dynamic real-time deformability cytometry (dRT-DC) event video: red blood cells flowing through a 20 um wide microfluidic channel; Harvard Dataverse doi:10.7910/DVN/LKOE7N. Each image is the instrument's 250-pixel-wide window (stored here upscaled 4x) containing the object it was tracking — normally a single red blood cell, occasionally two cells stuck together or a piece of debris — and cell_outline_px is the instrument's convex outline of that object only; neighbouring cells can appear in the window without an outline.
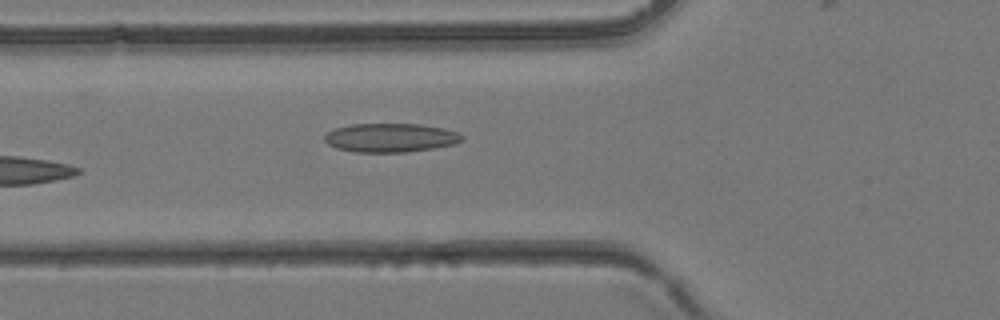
{"species": "common noctule bat (a hibernating species)", "species_latin": "Nyctalus noctula", "temperature_condition": "room temperature", "stored_images_in_passage": 4, "camera_frame_rate_fps": 3000, "um_per_image_px": 0.085, "animal": {"sex": "female", "body_mass_g": 24.6, "forearm_length_mm": 56.2}, "frame": {"image": 1, "passage_image": 4, "time_ms": 1.0, "image_size_px": [1000, 320], "cell_outline_px": [[464, 140], [452, 144], [432, 148], [408, 152], [356, 152], [336, 148], [328, 144], [324, 140], [324, 136], [328, 132], [336, 128], [352, 124], [420, 124], [444, 128], [460, 132], [464, 136]], "centroid_in_image_um": [33.22, 11.7], "position_along_channel_um": 92.6, "area_um2": 23.12}}